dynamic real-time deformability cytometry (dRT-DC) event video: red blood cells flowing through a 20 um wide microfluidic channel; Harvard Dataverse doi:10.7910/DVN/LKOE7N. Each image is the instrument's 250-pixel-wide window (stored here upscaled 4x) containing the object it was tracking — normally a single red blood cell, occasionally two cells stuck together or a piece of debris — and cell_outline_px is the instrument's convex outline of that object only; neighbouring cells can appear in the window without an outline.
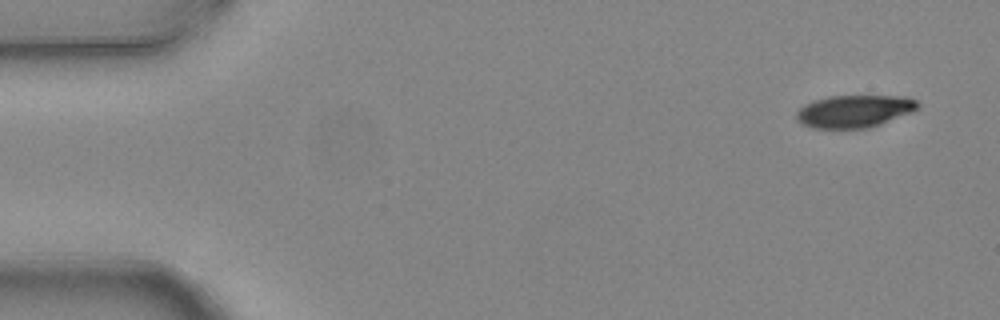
{"species": "common noctule bat (a hibernating species)", "species_latin": "Nyctalus noctula", "temperature_condition": "warm", "stored_images_in_passage": 5, "camera_frame_rate_fps": 3000, "um_per_image_px": 0.085, "animal": {"sex": "female", "body_mass_g": 24.6, "forearm_length_mm": 56.2}, "frame": {"image": 1, "passage_image": 1, "time_ms": 0.0, "image_size_px": [1000, 320], "cell_outline_px": [[920, 104], [912, 112], [880, 124], [868, 128], [812, 128], [804, 124], [796, 116], [796, 112], [804, 104], [812, 100], [828, 96], [900, 96], [916, 100]], "centroid_in_image_um": [72.6, 9.44], "position_along_channel_um": 12.4, "area_um2": 22.77}}
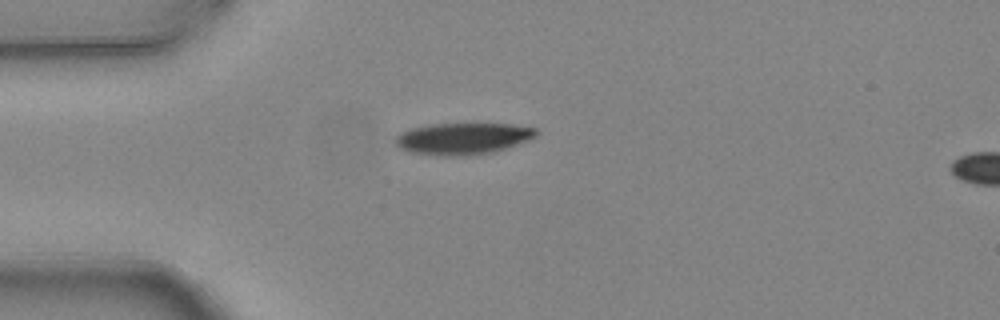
{"frame": {"image": 2, "passage_image": 4, "time_ms": 1.0, "image_size_px": [1000, 320], "cell_outline_px": [[540, 132], [536, 136], [528, 140], [496, 152], [464, 156], [444, 156], [408, 152], [400, 148], [396, 144], [396, 136], [400, 132], [412, 128], [432, 124], [512, 124], [536, 128]], "centroid_in_image_um": [39.37, 11.79], "position_along_channel_um": 45.6, "area_um2": 26.07}}